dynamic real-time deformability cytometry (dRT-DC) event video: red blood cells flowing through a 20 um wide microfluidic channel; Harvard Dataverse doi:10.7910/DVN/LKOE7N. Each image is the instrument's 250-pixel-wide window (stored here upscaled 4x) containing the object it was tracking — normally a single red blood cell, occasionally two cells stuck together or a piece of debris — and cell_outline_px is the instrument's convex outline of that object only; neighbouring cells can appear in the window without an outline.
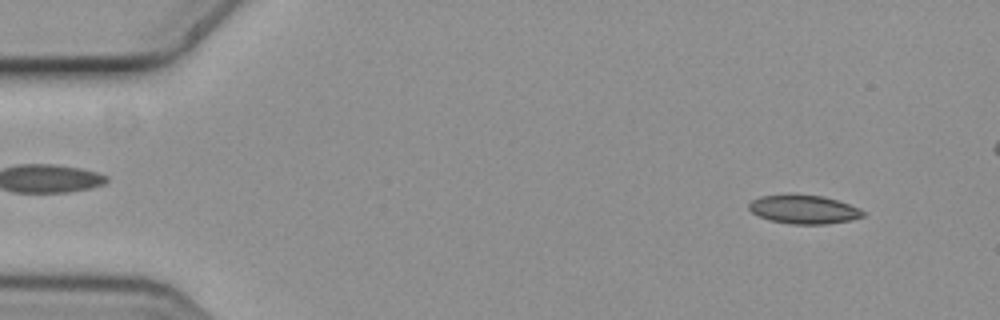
{"species": "common noctule bat (a hibernating species)", "species_latin": "Nyctalus noctula", "temperature_condition": "cold", "stored_images_in_passage": 10, "segment_of_instrument_passage": [1, 2], "camera_frame_rate_fps": 3000, "um_per_image_px": 0.085, "animal": {"sex": "female", "body_mass_g": 19.3, "forearm_length_mm": 54.1}, "frame": {"image": 1, "passage_image": 1, "time_ms": 0.0, "image_size_px": [1000, 320], "cell_outline_px": [[864, 216], [852, 220], [824, 224], [788, 224], [768, 220], [752, 212], [748, 208], [748, 204], [752, 200], [760, 196], [824, 196], [860, 208], [864, 212]], "centroid_in_image_um": [68.33, 17.83], "position_along_channel_um": 16.7, "area_um2": 18.67}}
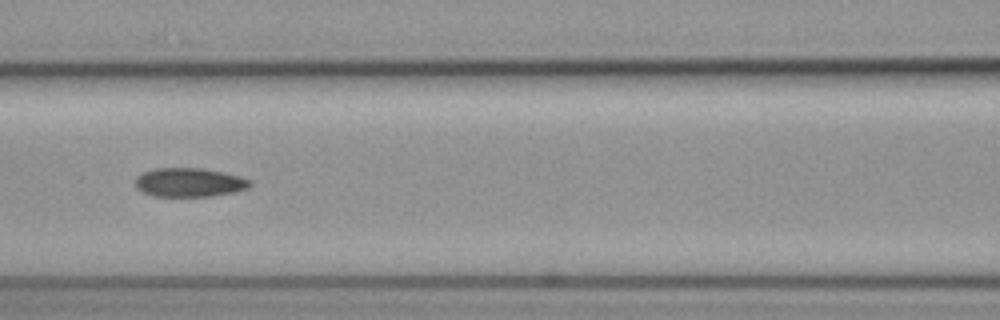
{"frame": {"image": 2, "passage_image": 6, "time_ms": 1.667, "image_size_px": [1000, 320], "cell_outline_px": [[252, 184], [248, 188], [236, 192], [208, 196], [152, 196], [136, 188], [136, 176], [144, 172], [156, 168], [204, 168], [224, 172], [240, 176], [252, 180]], "centroid_in_image_um": [16.13, 15.5], "position_along_channel_um": 150.5, "area_um2": 19.42}}
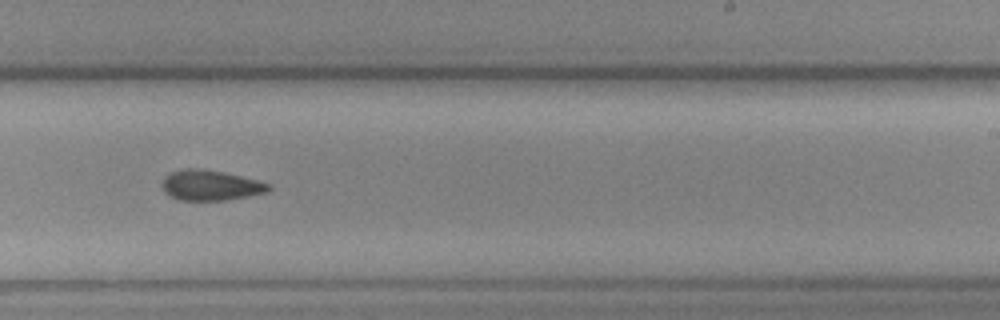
{"frame": {"image": 3, "passage_image": 9, "time_ms": 2.667, "image_size_px": [1000, 320], "cell_outline_px": [[272, 188], [268, 192], [228, 200], [180, 200], [164, 192], [160, 184], [164, 176], [172, 172], [184, 168], [196, 168], [224, 172], [272, 184]], "centroid_in_image_um": [17.89, 15.75], "position_along_channel_um": 271.1, "area_um2": 18.9}}